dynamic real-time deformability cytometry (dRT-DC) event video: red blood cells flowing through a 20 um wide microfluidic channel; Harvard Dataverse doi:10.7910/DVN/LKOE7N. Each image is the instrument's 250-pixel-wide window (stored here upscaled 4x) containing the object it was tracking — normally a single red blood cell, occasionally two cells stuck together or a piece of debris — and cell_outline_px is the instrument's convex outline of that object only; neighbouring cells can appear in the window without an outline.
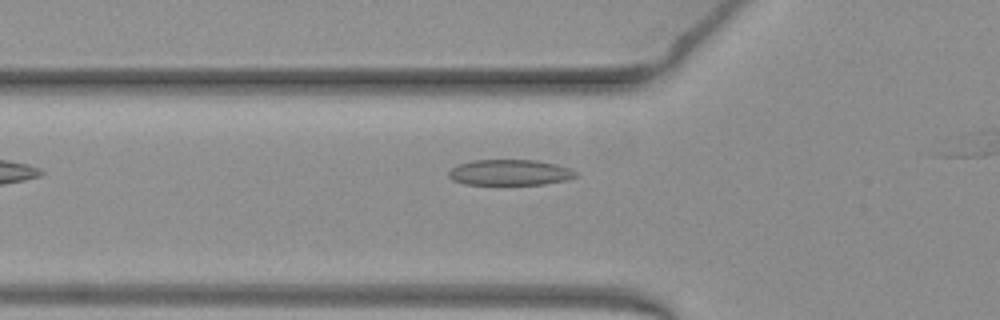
{"species": "common noctule bat (a hibernating species)", "species_latin": "Nyctalus noctula", "temperature_condition": "warm", "stored_images_in_passage": 26, "camera_frame_rate_fps": 3000, "um_per_image_px": 0.085, "animal": {"sex": "female", "body_mass_g": 19.3, "forearm_length_mm": 54.1}, "frame": {"image": 1, "passage_image": 2, "time_ms": 0.333, "image_size_px": [1000, 320], "cell_outline_px": [[576, 176], [568, 180], [544, 184], [464, 184], [452, 180], [448, 176], [448, 172], [452, 168], [460, 164], [472, 160], [536, 160], [556, 164], [568, 168], [576, 172]], "centroid_in_image_um": [43.33, 14.66], "position_along_channel_um": 82.5, "area_um2": 18.96}}
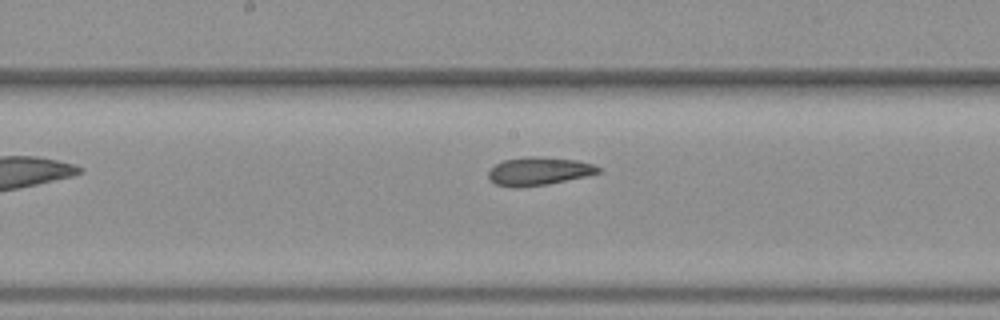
{"frame": {"image": 2, "passage_image": 11, "time_ms": 3.333, "image_size_px": [1000, 320], "cell_outline_px": [[600, 172], [584, 176], [548, 184], [520, 188], [512, 188], [496, 184], [488, 176], [488, 172], [496, 164], [504, 160], [528, 156], [532, 156], [576, 160], [592, 164], [600, 168]], "centroid_in_image_um": [45.76, 14.56], "position_along_channel_um": 202.4, "area_um2": 17.8}}
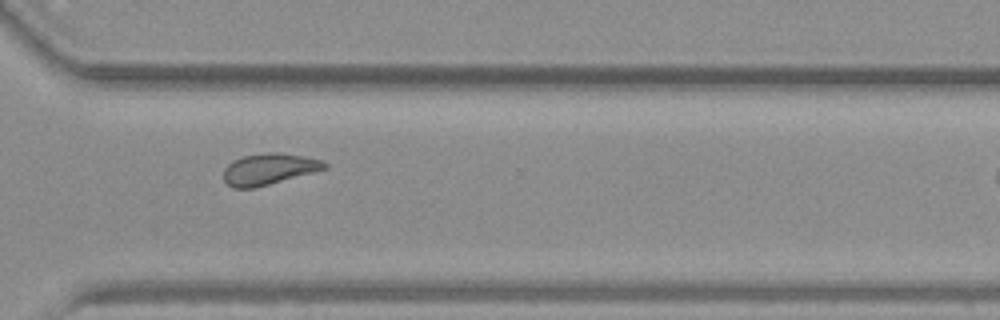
{"frame": {"image": 3, "passage_image": 22, "time_ms": 7.0, "image_size_px": [1000, 320], "cell_outline_px": [[328, 168], [268, 184], [252, 188], [232, 188], [224, 180], [224, 168], [232, 160], [244, 156], [268, 152], [276, 152], [300, 156], [320, 160], [328, 164]], "centroid_in_image_um": [22.82, 14.37], "position_along_channel_um": 347.8, "area_um2": 18.03}}